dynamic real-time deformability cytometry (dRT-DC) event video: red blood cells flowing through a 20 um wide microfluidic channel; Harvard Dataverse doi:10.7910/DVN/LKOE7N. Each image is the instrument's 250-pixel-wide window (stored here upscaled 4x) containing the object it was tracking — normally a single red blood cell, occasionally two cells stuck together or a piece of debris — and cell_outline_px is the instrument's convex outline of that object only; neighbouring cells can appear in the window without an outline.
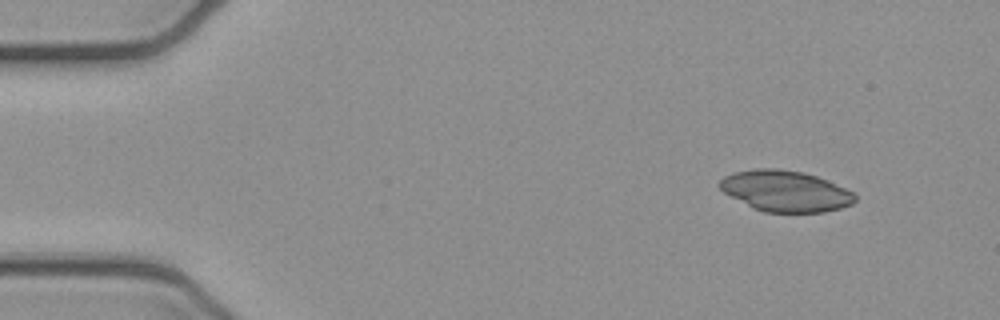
{"species": "common noctule bat (a hibernating species)", "species_latin": "Nyctalus noctula", "temperature_condition": "cold", "stored_images_in_passage": 50, "camera_frame_rate_fps": 3000, "um_per_image_px": 0.085, "animal": {"sex": "female", "body_mass_g": 21.9}, "frame": {"image": 1, "passage_image": 4, "time_ms": 1.0, "image_size_px": [1000, 320], "cell_outline_px": [[856, 200], [852, 204], [840, 208], [824, 212], [764, 212], [724, 192], [720, 188], [720, 180], [724, 176], [732, 172], [756, 168], [780, 168], [804, 172], [828, 180], [852, 192], [856, 196]], "centroid_in_image_um": [66.78, 16.22], "position_along_channel_um": 18.2, "area_um2": 32.08}}